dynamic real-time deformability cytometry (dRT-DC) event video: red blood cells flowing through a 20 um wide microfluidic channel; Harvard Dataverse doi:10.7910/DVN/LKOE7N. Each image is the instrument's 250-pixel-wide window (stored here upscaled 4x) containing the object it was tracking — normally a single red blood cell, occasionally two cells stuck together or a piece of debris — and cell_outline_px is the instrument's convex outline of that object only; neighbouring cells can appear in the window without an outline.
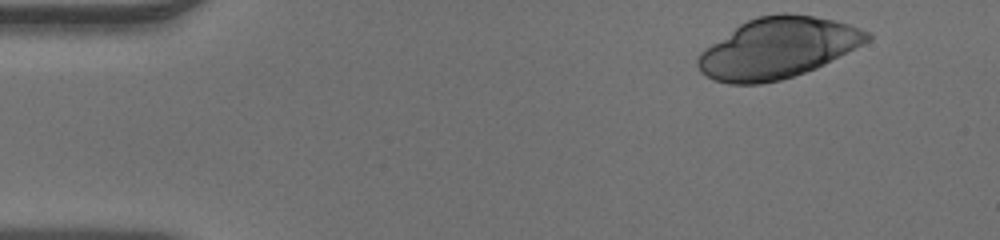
{"species": "human", "species_latin": "Homo sapiens", "temperature_condition": "warm", "stored_images_in_passage": 45, "camera_frame_rate_fps": 3000, "um_per_image_px": 0.085, "donor": {"sex": "male"}, "frame": {"image": 1, "passage_image": 1, "time_ms": 0.0, "image_size_px": [1000, 240], "cell_outline_px": [[872, 36], [868, 40], [824, 64], [816, 68], [780, 80], [760, 84], [728, 84], [712, 80], [700, 72], [696, 64], [696, 56], [700, 52], [740, 24], [756, 16], [780, 12], [788, 12], [812, 16], [832, 20], [848, 24], [872, 32]], "centroid_in_image_um": [66.06, 4.08], "position_along_channel_um": 18.9, "area_um2": 59.59}}